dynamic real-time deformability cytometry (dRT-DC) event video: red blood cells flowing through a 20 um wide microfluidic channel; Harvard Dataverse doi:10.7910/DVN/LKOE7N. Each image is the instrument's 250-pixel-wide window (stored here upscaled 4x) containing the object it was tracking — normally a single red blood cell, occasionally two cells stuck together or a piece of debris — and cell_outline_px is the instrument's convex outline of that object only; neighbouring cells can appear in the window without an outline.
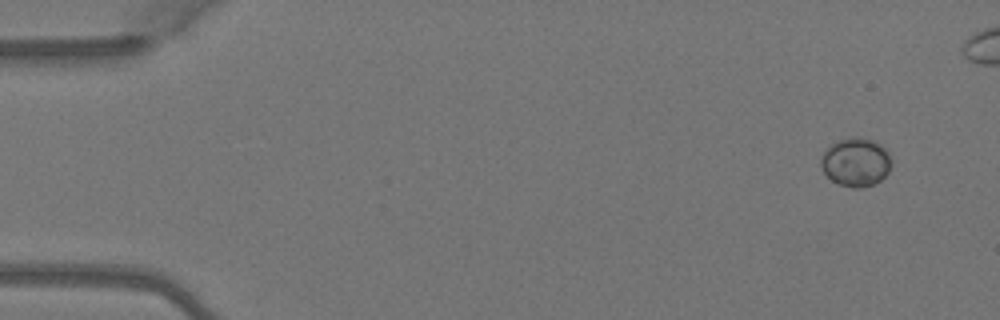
{"species": "Egyptian fruit bat (a non-hibernating species)", "species_latin": "Rousettus aegyptiacus", "temperature_condition": "warm", "stored_images_in_passage": 6, "camera_frame_rate_fps": 3000, "um_per_image_px": 0.085, "animal": {"sex": "female"}, "frame": {"image": 1, "passage_image": 1, "time_ms": 0.0, "image_size_px": [1000, 320], "cell_outline_px": [[892, 164], [888, 172], [880, 180], [872, 184], [860, 188], [852, 188], [840, 184], [832, 180], [824, 172], [820, 164], [820, 160], [824, 152], [832, 144], [840, 140], [852, 136], [872, 140], [880, 144], [888, 152]], "centroid_in_image_um": [72.75, 13.78], "position_along_channel_um": 12.3, "area_um2": 19.71}}
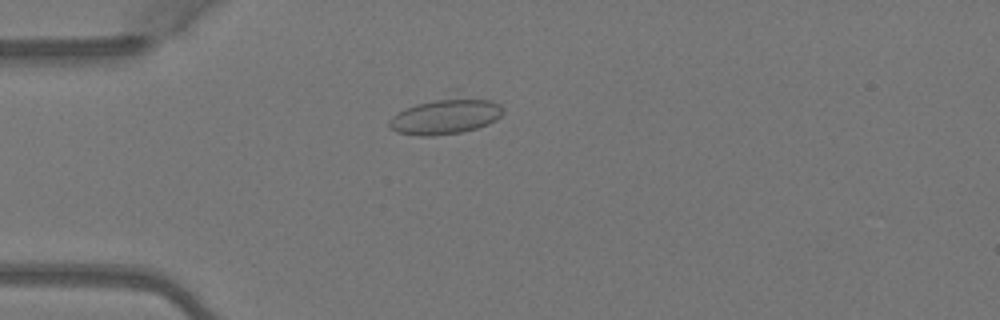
{"frame": {"image": 2, "passage_image": 5, "time_ms": 1.333, "image_size_px": [1000, 320], "cell_outline_px": [[504, 112], [496, 120], [488, 124], [476, 128], [460, 132], [432, 136], [420, 136], [396, 132], [388, 124], [388, 120], [392, 116], [404, 108], [448, 88], [460, 88], [492, 100], [500, 104], [504, 108]], "centroid_in_image_um": [37.93, 9.68], "position_along_channel_um": 47.1, "area_um2": 26.65}}